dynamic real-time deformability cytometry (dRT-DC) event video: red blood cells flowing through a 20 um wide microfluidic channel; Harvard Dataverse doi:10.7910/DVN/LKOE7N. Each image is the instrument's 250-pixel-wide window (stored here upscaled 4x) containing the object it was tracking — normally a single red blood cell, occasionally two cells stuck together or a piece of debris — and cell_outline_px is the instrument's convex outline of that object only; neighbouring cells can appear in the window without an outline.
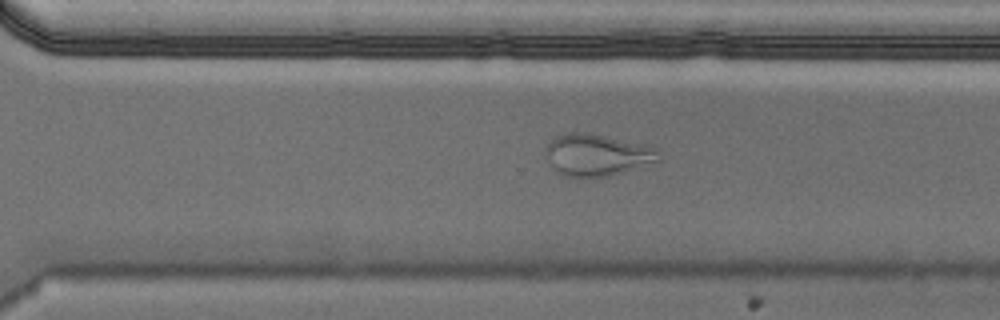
{"species": "Egyptian fruit bat (a non-hibernating species)", "species_latin": "Rousettus aegyptiacus", "temperature_condition": "cold", "stored_images_in_passage": 56, "camera_frame_rate_fps": 3000, "um_per_image_px": 0.085, "animal": {"sex": "male"}, "frame": {"image": 1, "passage_image": 40, "time_ms": 13.0, "image_size_px": [1000, 320], "cell_outline_px": [[664, 160], [624, 172], [608, 176], [568, 176], [556, 172], [552, 168], [544, 152], [548, 144], [556, 136], [568, 132], [588, 132], [644, 144], [656, 148], [660, 152]], "centroid_in_image_um": [50.79, 13.16], "position_along_channel_um": 319.8, "area_um2": 27.8}}
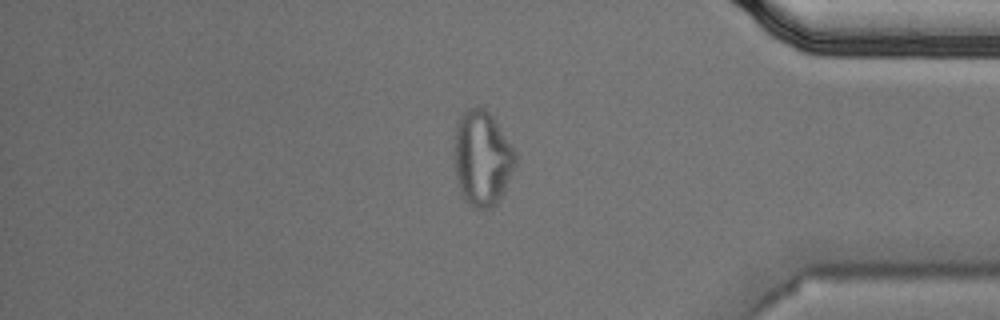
{"frame": {"image": 2, "passage_image": 48, "time_ms": 15.667, "image_size_px": [1000, 320], "cell_outline_px": [[516, 164], [504, 192], [496, 204], [492, 208], [476, 208], [464, 200], [460, 192], [456, 180], [456, 128], [460, 116], [468, 108], [476, 104], [480, 104], [492, 116], [516, 152]], "centroid_in_image_um": [41.0, 13.45], "position_along_channel_um": 394.2, "area_um2": 33.7}, "authors_computed_cell_mechanics": {"area_um2": 22.2819, "velocity_mm_per_s": 3.6137, "shape_relaxation_time_tau1_ms": null, "shape_relaxation_time_tau2_ms": 1.8462, "deformation_change_tau1": null, "deformation_change_tau2": 0.0885}}